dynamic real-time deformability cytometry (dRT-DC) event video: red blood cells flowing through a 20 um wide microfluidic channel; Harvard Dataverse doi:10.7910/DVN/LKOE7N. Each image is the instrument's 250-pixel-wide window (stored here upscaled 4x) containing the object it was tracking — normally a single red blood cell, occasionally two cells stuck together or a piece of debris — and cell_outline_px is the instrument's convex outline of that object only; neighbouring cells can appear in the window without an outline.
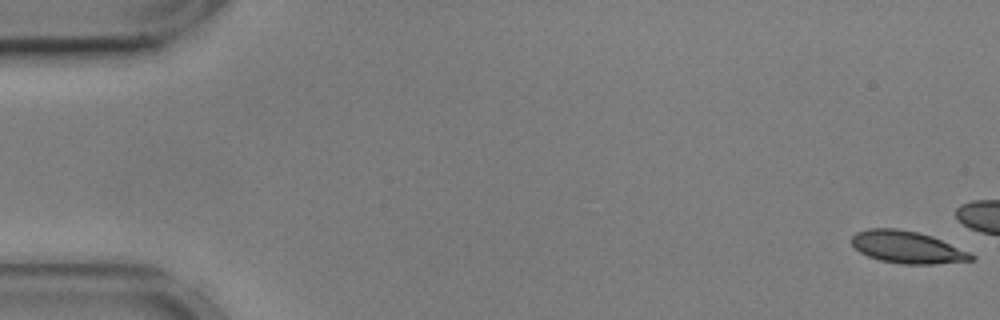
{"species": "common noctule bat (a hibernating species)", "species_latin": "Nyctalus noctula", "temperature_condition": "cold", "stored_images_in_passage": 15, "camera_frame_rate_fps": 3000, "um_per_image_px": 0.085, "animal": {"sex": "male", "body_mass_g": 17.9, "forearm_length_mm": 54.2}, "frame": {"image": 1, "passage_image": 1, "time_ms": 0.0, "image_size_px": [1000, 320], "cell_outline_px": [[976, 260], [932, 264], [900, 264], [880, 260], [868, 256], [860, 252], [852, 244], [852, 236], [856, 232], [868, 228], [896, 228], [920, 232], [932, 236], [968, 252], [976, 256]], "centroid_in_image_um": [77.11, 21.01], "position_along_channel_um": 7.9, "area_um2": 22.43}}